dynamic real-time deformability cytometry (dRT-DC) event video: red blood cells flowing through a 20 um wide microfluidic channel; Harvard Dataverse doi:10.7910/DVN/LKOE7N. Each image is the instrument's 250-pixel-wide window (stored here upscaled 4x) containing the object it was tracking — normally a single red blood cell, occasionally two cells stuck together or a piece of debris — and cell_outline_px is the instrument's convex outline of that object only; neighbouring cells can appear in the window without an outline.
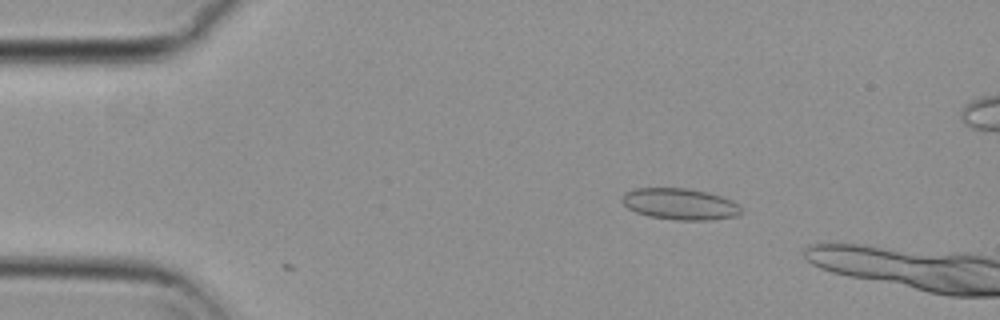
{"species": "common noctule bat (a hibernating species)", "species_latin": "Nyctalus noctula", "temperature_condition": "cold", "stored_images_in_passage": 11, "camera_frame_rate_fps": 3000, "um_per_image_px": 0.085, "animal": {"sex": "female", "body_mass_g": 29.2, "forearm_length_mm": 56.3}, "frame": {"image": 1, "passage_image": 10, "time_ms": 3.0, "image_size_px": [1000, 320], "cell_outline_px": [[740, 212], [736, 216], [712, 220], [676, 220], [648, 216], [636, 212], [628, 208], [620, 200], [624, 192], [636, 188], [688, 188], [708, 192], [732, 200], [740, 208]], "centroid_in_image_um": [57.76, 17.34], "position_along_channel_um": 27.2, "area_um2": 21.79}}